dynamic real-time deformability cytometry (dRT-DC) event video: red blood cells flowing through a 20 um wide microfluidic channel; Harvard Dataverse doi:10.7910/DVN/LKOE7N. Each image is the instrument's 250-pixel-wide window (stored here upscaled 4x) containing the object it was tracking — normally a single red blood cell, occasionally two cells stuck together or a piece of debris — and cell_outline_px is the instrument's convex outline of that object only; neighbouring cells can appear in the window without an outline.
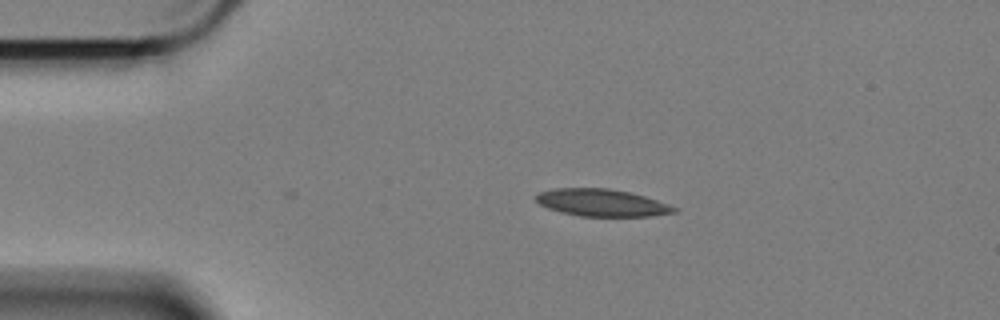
{"species": "Egyptian fruit bat (a non-hibernating species)", "species_latin": "Rousettus aegyptiacus", "temperature_condition": "cold", "stored_images_in_passage": 39, "camera_frame_rate_fps": 3000, "um_per_image_px": 0.085, "animal": {"sex": "female"}, "frame": {"image": 1, "passage_image": 1, "time_ms": 0.0, "image_size_px": [1000, 320], "cell_outline_px": [[680, 208], [676, 212], [652, 216], [580, 216], [560, 212], [548, 208], [540, 204], [536, 200], [536, 196], [540, 192], [552, 188], [608, 188], [628, 192], [644, 196]], "centroid_in_image_um": [51.16, 17.23], "position_along_channel_um": 33.8, "area_um2": 21.85}}
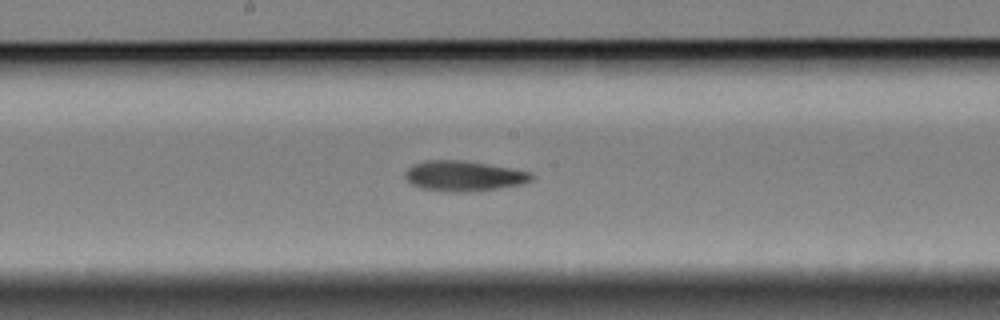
{"frame": {"image": 2, "passage_image": 20, "time_ms": 6.333, "image_size_px": [1000, 320], "cell_outline_px": [[536, 176], [532, 180], [524, 184], [468, 192], [448, 192], [420, 188], [412, 184], [404, 176], [408, 168], [412, 164], [428, 160], [460, 160], [488, 164], [512, 168], [532, 172]], "centroid_in_image_um": [39.45, 14.96], "position_along_channel_um": 208.7, "area_um2": 22.43}}
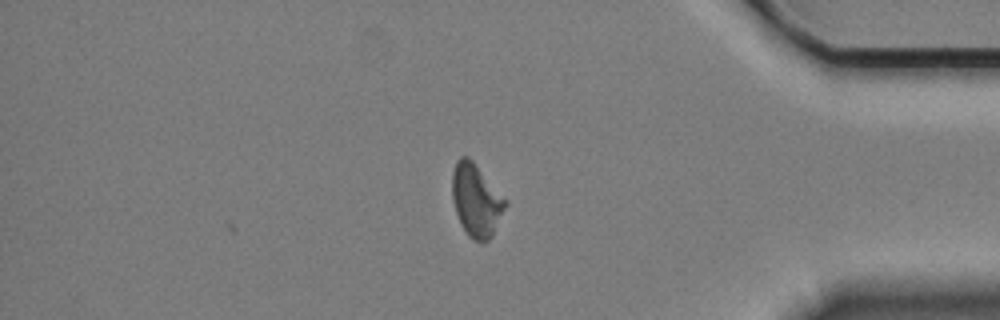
{"frame": {"image": 3, "passage_image": 39, "time_ms": 12.667, "image_size_px": [1000, 320], "cell_outline_px": [[508, 204], [492, 236], [488, 240], [480, 244], [472, 240], [468, 236], [456, 212], [452, 200], [452, 172], [456, 160], [460, 156], [468, 156], [472, 160], [508, 200]], "centroid_in_image_um": [40.49, 17.02], "position_along_channel_um": 394.7, "area_um2": 22.77}, "authors_computed_cell_mechanics": {"area_um2": 22.1374, "velocity_mm_per_s": 3.3639, "shape_relaxation_time_tau1_ms": null, "shape_relaxation_time_tau2_ms": 7.283, "deformation_change_tau1": null, "deformation_change_tau2": 0.1252}}